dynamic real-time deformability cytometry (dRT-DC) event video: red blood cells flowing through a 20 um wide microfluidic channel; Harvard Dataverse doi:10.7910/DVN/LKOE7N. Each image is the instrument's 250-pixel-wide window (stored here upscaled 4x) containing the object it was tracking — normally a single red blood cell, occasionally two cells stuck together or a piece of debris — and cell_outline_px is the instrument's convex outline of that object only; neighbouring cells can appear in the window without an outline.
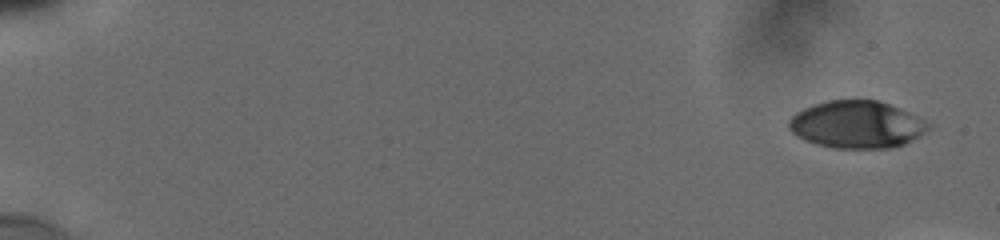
{"species": "human", "species_latin": "Homo sapiens", "temperature_condition": "cold", "stored_images_in_passage": 8, "camera_frame_rate_fps": 3000, "um_per_image_px": 0.085, "donor": {"sex": "male"}, "frame": {"image": 1, "passage_image": 1, "time_ms": 0.0, "image_size_px": [1000, 240], "cell_outline_px": [[928, 128], [924, 132], [904, 144], [892, 148], [832, 148], [816, 144], [804, 140], [792, 132], [788, 128], [788, 120], [796, 112], [804, 108], [828, 100], [876, 100], [900, 108], [924, 120], [928, 124]], "centroid_in_image_um": [72.78, 10.59], "position_along_channel_um": 12.2, "area_um2": 38.15}}